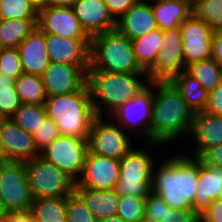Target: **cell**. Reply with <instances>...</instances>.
I'll list each match as a JSON object with an SVG mask.
<instances>
[{"mask_svg": "<svg viewBox=\"0 0 222 222\" xmlns=\"http://www.w3.org/2000/svg\"><path fill=\"white\" fill-rule=\"evenodd\" d=\"M36 25L44 34L91 40L83 30L71 6L48 4L39 7Z\"/></svg>", "mask_w": 222, "mask_h": 222, "instance_id": "obj_13", "label": "cell"}, {"mask_svg": "<svg viewBox=\"0 0 222 222\" xmlns=\"http://www.w3.org/2000/svg\"><path fill=\"white\" fill-rule=\"evenodd\" d=\"M136 61L146 73L154 64L158 49L163 44L162 30L157 28L132 40Z\"/></svg>", "mask_w": 222, "mask_h": 222, "instance_id": "obj_27", "label": "cell"}, {"mask_svg": "<svg viewBox=\"0 0 222 222\" xmlns=\"http://www.w3.org/2000/svg\"><path fill=\"white\" fill-rule=\"evenodd\" d=\"M204 111L222 117V81L215 89L209 91Z\"/></svg>", "mask_w": 222, "mask_h": 222, "instance_id": "obj_43", "label": "cell"}, {"mask_svg": "<svg viewBox=\"0 0 222 222\" xmlns=\"http://www.w3.org/2000/svg\"><path fill=\"white\" fill-rule=\"evenodd\" d=\"M119 173L120 160L96 155L88 150L82 174L74 187L94 190L115 189Z\"/></svg>", "mask_w": 222, "mask_h": 222, "instance_id": "obj_15", "label": "cell"}, {"mask_svg": "<svg viewBox=\"0 0 222 222\" xmlns=\"http://www.w3.org/2000/svg\"><path fill=\"white\" fill-rule=\"evenodd\" d=\"M67 222H97L92 212L75 194L66 197Z\"/></svg>", "mask_w": 222, "mask_h": 222, "instance_id": "obj_38", "label": "cell"}, {"mask_svg": "<svg viewBox=\"0 0 222 222\" xmlns=\"http://www.w3.org/2000/svg\"><path fill=\"white\" fill-rule=\"evenodd\" d=\"M0 198L12 212H29L33 203L24 162H0Z\"/></svg>", "mask_w": 222, "mask_h": 222, "instance_id": "obj_9", "label": "cell"}, {"mask_svg": "<svg viewBox=\"0 0 222 222\" xmlns=\"http://www.w3.org/2000/svg\"><path fill=\"white\" fill-rule=\"evenodd\" d=\"M148 1L152 5L157 27L162 31L179 27V25L192 14L193 10L191 0Z\"/></svg>", "mask_w": 222, "mask_h": 222, "instance_id": "obj_24", "label": "cell"}, {"mask_svg": "<svg viewBox=\"0 0 222 222\" xmlns=\"http://www.w3.org/2000/svg\"><path fill=\"white\" fill-rule=\"evenodd\" d=\"M212 59L220 68H222V31L213 32Z\"/></svg>", "mask_w": 222, "mask_h": 222, "instance_id": "obj_46", "label": "cell"}, {"mask_svg": "<svg viewBox=\"0 0 222 222\" xmlns=\"http://www.w3.org/2000/svg\"><path fill=\"white\" fill-rule=\"evenodd\" d=\"M148 85L153 93L150 142L165 146L182 135L189 137L196 113L182 98L180 91L170 80H152Z\"/></svg>", "mask_w": 222, "mask_h": 222, "instance_id": "obj_1", "label": "cell"}, {"mask_svg": "<svg viewBox=\"0 0 222 222\" xmlns=\"http://www.w3.org/2000/svg\"><path fill=\"white\" fill-rule=\"evenodd\" d=\"M37 6L42 7L49 4V0H32Z\"/></svg>", "mask_w": 222, "mask_h": 222, "instance_id": "obj_51", "label": "cell"}, {"mask_svg": "<svg viewBox=\"0 0 222 222\" xmlns=\"http://www.w3.org/2000/svg\"><path fill=\"white\" fill-rule=\"evenodd\" d=\"M198 159L204 165H211L222 169V144L206 149Z\"/></svg>", "mask_w": 222, "mask_h": 222, "instance_id": "obj_45", "label": "cell"}, {"mask_svg": "<svg viewBox=\"0 0 222 222\" xmlns=\"http://www.w3.org/2000/svg\"><path fill=\"white\" fill-rule=\"evenodd\" d=\"M153 168L152 191L160 194L166 204L175 209H193L198 158L187 154L166 157Z\"/></svg>", "mask_w": 222, "mask_h": 222, "instance_id": "obj_2", "label": "cell"}, {"mask_svg": "<svg viewBox=\"0 0 222 222\" xmlns=\"http://www.w3.org/2000/svg\"><path fill=\"white\" fill-rule=\"evenodd\" d=\"M89 66L49 62L41 75L47 97L79 91L87 83Z\"/></svg>", "mask_w": 222, "mask_h": 222, "instance_id": "obj_16", "label": "cell"}, {"mask_svg": "<svg viewBox=\"0 0 222 222\" xmlns=\"http://www.w3.org/2000/svg\"><path fill=\"white\" fill-rule=\"evenodd\" d=\"M37 19H1L0 47L18 48L20 43L36 28Z\"/></svg>", "mask_w": 222, "mask_h": 222, "instance_id": "obj_29", "label": "cell"}, {"mask_svg": "<svg viewBox=\"0 0 222 222\" xmlns=\"http://www.w3.org/2000/svg\"><path fill=\"white\" fill-rule=\"evenodd\" d=\"M87 138L60 135L40 152V156L76 182L82 174L88 152Z\"/></svg>", "mask_w": 222, "mask_h": 222, "instance_id": "obj_10", "label": "cell"}, {"mask_svg": "<svg viewBox=\"0 0 222 222\" xmlns=\"http://www.w3.org/2000/svg\"><path fill=\"white\" fill-rule=\"evenodd\" d=\"M162 35L163 44L158 49L153 66L146 72L149 81L170 80L185 70L179 27L162 31Z\"/></svg>", "mask_w": 222, "mask_h": 222, "instance_id": "obj_14", "label": "cell"}, {"mask_svg": "<svg viewBox=\"0 0 222 222\" xmlns=\"http://www.w3.org/2000/svg\"><path fill=\"white\" fill-rule=\"evenodd\" d=\"M46 117L44 104H20L9 119L27 133L33 134Z\"/></svg>", "mask_w": 222, "mask_h": 222, "instance_id": "obj_32", "label": "cell"}, {"mask_svg": "<svg viewBox=\"0 0 222 222\" xmlns=\"http://www.w3.org/2000/svg\"><path fill=\"white\" fill-rule=\"evenodd\" d=\"M44 107L61 136L88 137L96 115L87 83L77 92L47 97Z\"/></svg>", "mask_w": 222, "mask_h": 222, "instance_id": "obj_4", "label": "cell"}, {"mask_svg": "<svg viewBox=\"0 0 222 222\" xmlns=\"http://www.w3.org/2000/svg\"><path fill=\"white\" fill-rule=\"evenodd\" d=\"M130 136L111 117L107 120L103 116H96L87 138L88 150L96 155L120 160L134 147Z\"/></svg>", "mask_w": 222, "mask_h": 222, "instance_id": "obj_8", "label": "cell"}, {"mask_svg": "<svg viewBox=\"0 0 222 222\" xmlns=\"http://www.w3.org/2000/svg\"><path fill=\"white\" fill-rule=\"evenodd\" d=\"M76 0H49V4L71 6Z\"/></svg>", "mask_w": 222, "mask_h": 222, "instance_id": "obj_48", "label": "cell"}, {"mask_svg": "<svg viewBox=\"0 0 222 222\" xmlns=\"http://www.w3.org/2000/svg\"><path fill=\"white\" fill-rule=\"evenodd\" d=\"M166 202L163 197L150 191L149 195L145 198V218L146 222H159L160 217L164 214V206Z\"/></svg>", "mask_w": 222, "mask_h": 222, "instance_id": "obj_40", "label": "cell"}, {"mask_svg": "<svg viewBox=\"0 0 222 222\" xmlns=\"http://www.w3.org/2000/svg\"><path fill=\"white\" fill-rule=\"evenodd\" d=\"M88 70L146 74L136 61L132 40L116 29L91 37Z\"/></svg>", "mask_w": 222, "mask_h": 222, "instance_id": "obj_5", "label": "cell"}, {"mask_svg": "<svg viewBox=\"0 0 222 222\" xmlns=\"http://www.w3.org/2000/svg\"><path fill=\"white\" fill-rule=\"evenodd\" d=\"M192 13L211 26L213 32L222 31V0H193Z\"/></svg>", "mask_w": 222, "mask_h": 222, "instance_id": "obj_33", "label": "cell"}, {"mask_svg": "<svg viewBox=\"0 0 222 222\" xmlns=\"http://www.w3.org/2000/svg\"><path fill=\"white\" fill-rule=\"evenodd\" d=\"M90 41L45 34L49 62L89 66Z\"/></svg>", "mask_w": 222, "mask_h": 222, "instance_id": "obj_18", "label": "cell"}, {"mask_svg": "<svg viewBox=\"0 0 222 222\" xmlns=\"http://www.w3.org/2000/svg\"><path fill=\"white\" fill-rule=\"evenodd\" d=\"M24 166L34 199L67 197L74 193L76 182L40 155L24 162Z\"/></svg>", "mask_w": 222, "mask_h": 222, "instance_id": "obj_7", "label": "cell"}, {"mask_svg": "<svg viewBox=\"0 0 222 222\" xmlns=\"http://www.w3.org/2000/svg\"><path fill=\"white\" fill-rule=\"evenodd\" d=\"M38 6L32 0H0L1 19H37Z\"/></svg>", "mask_w": 222, "mask_h": 222, "instance_id": "obj_34", "label": "cell"}, {"mask_svg": "<svg viewBox=\"0 0 222 222\" xmlns=\"http://www.w3.org/2000/svg\"><path fill=\"white\" fill-rule=\"evenodd\" d=\"M2 222H35V219L30 212H12Z\"/></svg>", "mask_w": 222, "mask_h": 222, "instance_id": "obj_47", "label": "cell"}, {"mask_svg": "<svg viewBox=\"0 0 222 222\" xmlns=\"http://www.w3.org/2000/svg\"><path fill=\"white\" fill-rule=\"evenodd\" d=\"M71 8L90 38L116 27V21L103 0H76Z\"/></svg>", "mask_w": 222, "mask_h": 222, "instance_id": "obj_19", "label": "cell"}, {"mask_svg": "<svg viewBox=\"0 0 222 222\" xmlns=\"http://www.w3.org/2000/svg\"><path fill=\"white\" fill-rule=\"evenodd\" d=\"M152 105V88L147 85L136 97L121 105L109 117L123 130L132 129L130 131L132 136L138 135L143 141L145 140L144 142H150Z\"/></svg>", "mask_w": 222, "mask_h": 222, "instance_id": "obj_11", "label": "cell"}, {"mask_svg": "<svg viewBox=\"0 0 222 222\" xmlns=\"http://www.w3.org/2000/svg\"><path fill=\"white\" fill-rule=\"evenodd\" d=\"M170 81L180 91L182 98L195 112L204 111L209 92L202 87V84L185 70L174 75Z\"/></svg>", "mask_w": 222, "mask_h": 222, "instance_id": "obj_26", "label": "cell"}, {"mask_svg": "<svg viewBox=\"0 0 222 222\" xmlns=\"http://www.w3.org/2000/svg\"><path fill=\"white\" fill-rule=\"evenodd\" d=\"M29 212L35 222H67L66 197L35 198Z\"/></svg>", "mask_w": 222, "mask_h": 222, "instance_id": "obj_28", "label": "cell"}, {"mask_svg": "<svg viewBox=\"0 0 222 222\" xmlns=\"http://www.w3.org/2000/svg\"><path fill=\"white\" fill-rule=\"evenodd\" d=\"M3 161V150H2V139H1V131H0V162Z\"/></svg>", "mask_w": 222, "mask_h": 222, "instance_id": "obj_52", "label": "cell"}, {"mask_svg": "<svg viewBox=\"0 0 222 222\" xmlns=\"http://www.w3.org/2000/svg\"><path fill=\"white\" fill-rule=\"evenodd\" d=\"M148 82L146 74L88 70L87 84L95 115L104 117L107 112L105 115L111 116L121 105L136 97Z\"/></svg>", "mask_w": 222, "mask_h": 222, "instance_id": "obj_3", "label": "cell"}, {"mask_svg": "<svg viewBox=\"0 0 222 222\" xmlns=\"http://www.w3.org/2000/svg\"><path fill=\"white\" fill-rule=\"evenodd\" d=\"M190 137L195 146L189 156L196 158L206 149L222 144V117L205 111L197 112Z\"/></svg>", "mask_w": 222, "mask_h": 222, "instance_id": "obj_21", "label": "cell"}, {"mask_svg": "<svg viewBox=\"0 0 222 222\" xmlns=\"http://www.w3.org/2000/svg\"><path fill=\"white\" fill-rule=\"evenodd\" d=\"M59 136L57 125L49 117H46L44 122L32 134L35 148L39 153Z\"/></svg>", "mask_w": 222, "mask_h": 222, "instance_id": "obj_39", "label": "cell"}, {"mask_svg": "<svg viewBox=\"0 0 222 222\" xmlns=\"http://www.w3.org/2000/svg\"><path fill=\"white\" fill-rule=\"evenodd\" d=\"M3 161L26 162L40 155L32 134L27 133L10 119L0 120Z\"/></svg>", "mask_w": 222, "mask_h": 222, "instance_id": "obj_17", "label": "cell"}, {"mask_svg": "<svg viewBox=\"0 0 222 222\" xmlns=\"http://www.w3.org/2000/svg\"><path fill=\"white\" fill-rule=\"evenodd\" d=\"M20 104L14 79L0 74V118L9 119Z\"/></svg>", "mask_w": 222, "mask_h": 222, "instance_id": "obj_35", "label": "cell"}, {"mask_svg": "<svg viewBox=\"0 0 222 222\" xmlns=\"http://www.w3.org/2000/svg\"><path fill=\"white\" fill-rule=\"evenodd\" d=\"M23 73L41 76L49 65L45 34L36 28L18 46Z\"/></svg>", "mask_w": 222, "mask_h": 222, "instance_id": "obj_22", "label": "cell"}, {"mask_svg": "<svg viewBox=\"0 0 222 222\" xmlns=\"http://www.w3.org/2000/svg\"><path fill=\"white\" fill-rule=\"evenodd\" d=\"M74 193L83 201L97 220L116 215L119 195L115 189L94 190L85 187H74Z\"/></svg>", "mask_w": 222, "mask_h": 222, "instance_id": "obj_25", "label": "cell"}, {"mask_svg": "<svg viewBox=\"0 0 222 222\" xmlns=\"http://www.w3.org/2000/svg\"><path fill=\"white\" fill-rule=\"evenodd\" d=\"M23 73L18 48L0 49V74L16 80Z\"/></svg>", "mask_w": 222, "mask_h": 222, "instance_id": "obj_37", "label": "cell"}, {"mask_svg": "<svg viewBox=\"0 0 222 222\" xmlns=\"http://www.w3.org/2000/svg\"><path fill=\"white\" fill-rule=\"evenodd\" d=\"M97 222H126V221L123 220L121 217H118L117 215H114V216L107 217V218L102 219V220H97Z\"/></svg>", "mask_w": 222, "mask_h": 222, "instance_id": "obj_50", "label": "cell"}, {"mask_svg": "<svg viewBox=\"0 0 222 222\" xmlns=\"http://www.w3.org/2000/svg\"><path fill=\"white\" fill-rule=\"evenodd\" d=\"M159 222H200V218L193 209H175L166 204Z\"/></svg>", "mask_w": 222, "mask_h": 222, "instance_id": "obj_41", "label": "cell"}, {"mask_svg": "<svg viewBox=\"0 0 222 222\" xmlns=\"http://www.w3.org/2000/svg\"><path fill=\"white\" fill-rule=\"evenodd\" d=\"M222 198V169L198 159V180L192 208L200 214L213 200Z\"/></svg>", "mask_w": 222, "mask_h": 222, "instance_id": "obj_23", "label": "cell"}, {"mask_svg": "<svg viewBox=\"0 0 222 222\" xmlns=\"http://www.w3.org/2000/svg\"><path fill=\"white\" fill-rule=\"evenodd\" d=\"M118 217L126 222H141L145 218V199L132 196H119Z\"/></svg>", "mask_w": 222, "mask_h": 222, "instance_id": "obj_36", "label": "cell"}, {"mask_svg": "<svg viewBox=\"0 0 222 222\" xmlns=\"http://www.w3.org/2000/svg\"><path fill=\"white\" fill-rule=\"evenodd\" d=\"M14 84L21 104H44L47 95L41 76L22 73Z\"/></svg>", "mask_w": 222, "mask_h": 222, "instance_id": "obj_30", "label": "cell"}, {"mask_svg": "<svg viewBox=\"0 0 222 222\" xmlns=\"http://www.w3.org/2000/svg\"><path fill=\"white\" fill-rule=\"evenodd\" d=\"M185 71L198 80L208 92L222 81V68L212 58L193 62L185 67Z\"/></svg>", "mask_w": 222, "mask_h": 222, "instance_id": "obj_31", "label": "cell"}, {"mask_svg": "<svg viewBox=\"0 0 222 222\" xmlns=\"http://www.w3.org/2000/svg\"><path fill=\"white\" fill-rule=\"evenodd\" d=\"M200 222H222V198L213 200L200 214Z\"/></svg>", "mask_w": 222, "mask_h": 222, "instance_id": "obj_44", "label": "cell"}, {"mask_svg": "<svg viewBox=\"0 0 222 222\" xmlns=\"http://www.w3.org/2000/svg\"><path fill=\"white\" fill-rule=\"evenodd\" d=\"M185 67L193 62L212 58L211 26L193 13L179 25Z\"/></svg>", "mask_w": 222, "mask_h": 222, "instance_id": "obj_12", "label": "cell"}, {"mask_svg": "<svg viewBox=\"0 0 222 222\" xmlns=\"http://www.w3.org/2000/svg\"><path fill=\"white\" fill-rule=\"evenodd\" d=\"M157 28L152 5L148 0H139L116 21L115 27L130 40L137 39Z\"/></svg>", "mask_w": 222, "mask_h": 222, "instance_id": "obj_20", "label": "cell"}, {"mask_svg": "<svg viewBox=\"0 0 222 222\" xmlns=\"http://www.w3.org/2000/svg\"><path fill=\"white\" fill-rule=\"evenodd\" d=\"M144 143L147 148L132 147L120 159L119 181L115 187L119 196L145 199L152 190L153 168L157 161H155V156L152 155L151 148H159L162 144L156 142Z\"/></svg>", "mask_w": 222, "mask_h": 222, "instance_id": "obj_6", "label": "cell"}, {"mask_svg": "<svg viewBox=\"0 0 222 222\" xmlns=\"http://www.w3.org/2000/svg\"><path fill=\"white\" fill-rule=\"evenodd\" d=\"M139 0H103L106 4L110 15L117 21Z\"/></svg>", "mask_w": 222, "mask_h": 222, "instance_id": "obj_42", "label": "cell"}, {"mask_svg": "<svg viewBox=\"0 0 222 222\" xmlns=\"http://www.w3.org/2000/svg\"><path fill=\"white\" fill-rule=\"evenodd\" d=\"M9 213L10 212L6 209L2 199L0 198V222H2Z\"/></svg>", "mask_w": 222, "mask_h": 222, "instance_id": "obj_49", "label": "cell"}]
</instances>
